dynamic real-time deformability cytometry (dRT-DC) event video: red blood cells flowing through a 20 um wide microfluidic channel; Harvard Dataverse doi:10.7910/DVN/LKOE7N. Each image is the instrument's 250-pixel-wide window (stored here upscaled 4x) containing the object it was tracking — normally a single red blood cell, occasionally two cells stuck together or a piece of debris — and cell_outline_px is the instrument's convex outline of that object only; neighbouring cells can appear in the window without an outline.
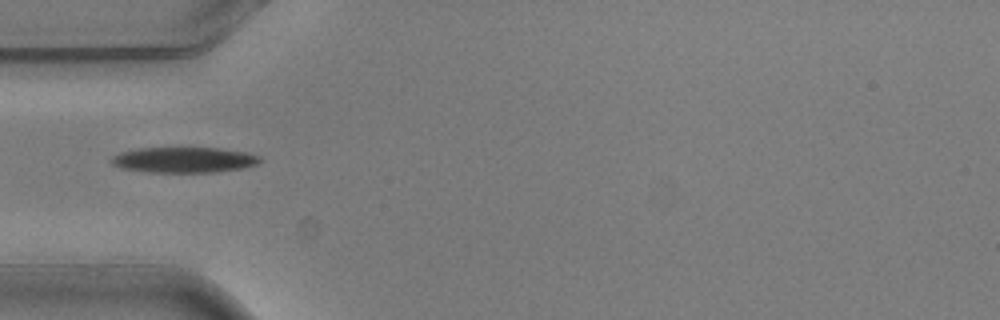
{"species": "common noctule bat (a hibernating species)", "species_latin": "Nyctalus noctula", "temperature_condition": "warm", "stored_images_in_passage": 4, "camera_frame_rate_fps": 3000, "um_per_image_px": 0.085, "animal": {"sex": "male", "body_mass_g": 20.5, "forearm_length_mm": 52.5}, "frame": {"image": 1, "passage_image": 4, "time_ms": 1.0, "image_size_px": [1000, 320], "cell_outline_px": [[260, 160], [256, 164], [240, 168], [216, 172], [148, 172], [120, 168], [112, 164], [108, 160], [112, 156], [120, 152], [140, 148], [220, 148], [248, 152], [260, 156]], "centroid_in_image_um": [15.59, 13.58], "position_along_channel_um": 69.4, "area_um2": 22.14}}